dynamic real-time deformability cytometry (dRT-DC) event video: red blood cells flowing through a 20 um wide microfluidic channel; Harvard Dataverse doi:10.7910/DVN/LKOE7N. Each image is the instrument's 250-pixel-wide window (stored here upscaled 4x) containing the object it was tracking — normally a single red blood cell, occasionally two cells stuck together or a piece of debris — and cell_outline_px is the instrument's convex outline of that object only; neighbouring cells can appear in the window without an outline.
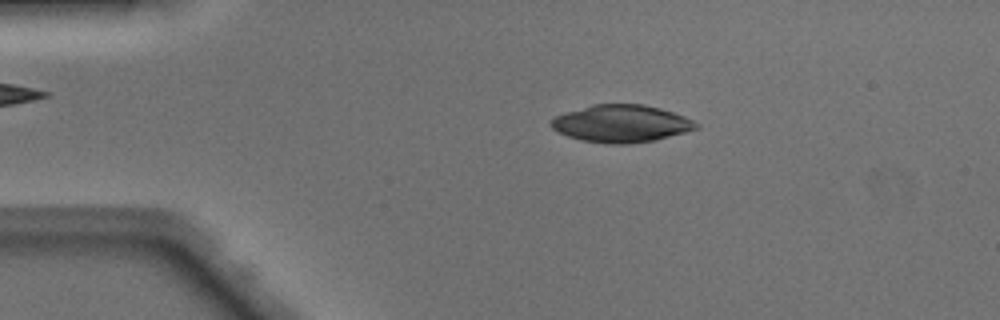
{"species": "Egyptian fruit bat (a non-hibernating species)", "species_latin": "Rousettus aegyptiacus", "temperature_condition": "warm", "stored_images_in_passage": 48, "camera_frame_rate_fps": 3000, "um_per_image_px": 0.085, "animal": {"sex": "male"}, "frame": {"image": 1, "passage_image": 9, "time_ms": 2.667, "image_size_px": [1000, 320], "cell_outline_px": [[700, 128], [656, 140], [628, 144], [608, 144], [580, 140], [568, 136], [552, 128], [552, 120], [556, 116], [564, 112], [592, 104], [644, 104], [660, 108], [684, 116], [700, 124]], "centroid_in_image_um": [52.84, 10.51], "position_along_channel_um": 32.2, "area_um2": 31.62}}
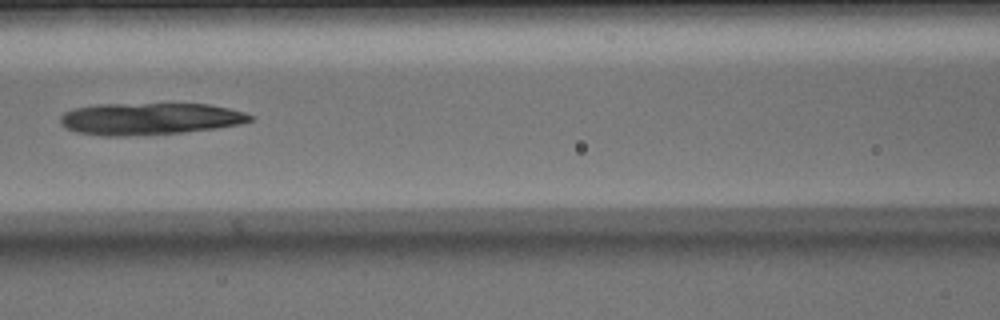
{"frame": {"image": 2, "passage_image": 21, "time_ms": 6.667, "image_size_px": [1000, 320], "cell_outline_px": [[256, 116], [252, 120], [244, 124], [216, 128], [180, 132], [128, 136], [104, 136], [76, 132], [64, 128], [60, 124], [60, 116], [64, 112], [72, 108], [96, 104], [208, 104], [228, 108], [244, 112]], "centroid_in_image_um": [12.71, 10.09], "position_along_channel_um": 153.9, "area_um2": 35.6}}
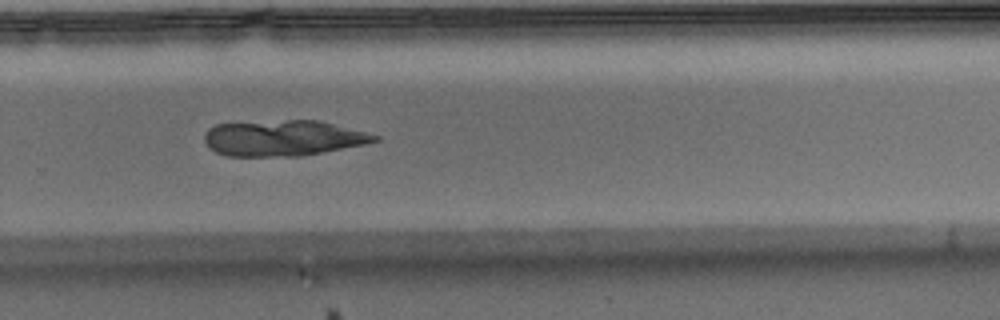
{"frame": {"image": 3, "passage_image": 32, "time_ms": 10.333, "image_size_px": [1000, 320], "cell_outline_px": [[380, 140], [368, 144], [300, 156], [228, 156], [216, 152], [208, 148], [204, 140], [204, 136], [208, 128], [216, 124], [288, 120], [320, 120], [380, 136]], "centroid_in_image_um": [24.08, 11.74], "position_along_channel_um": 305.7, "area_um2": 35.55}}